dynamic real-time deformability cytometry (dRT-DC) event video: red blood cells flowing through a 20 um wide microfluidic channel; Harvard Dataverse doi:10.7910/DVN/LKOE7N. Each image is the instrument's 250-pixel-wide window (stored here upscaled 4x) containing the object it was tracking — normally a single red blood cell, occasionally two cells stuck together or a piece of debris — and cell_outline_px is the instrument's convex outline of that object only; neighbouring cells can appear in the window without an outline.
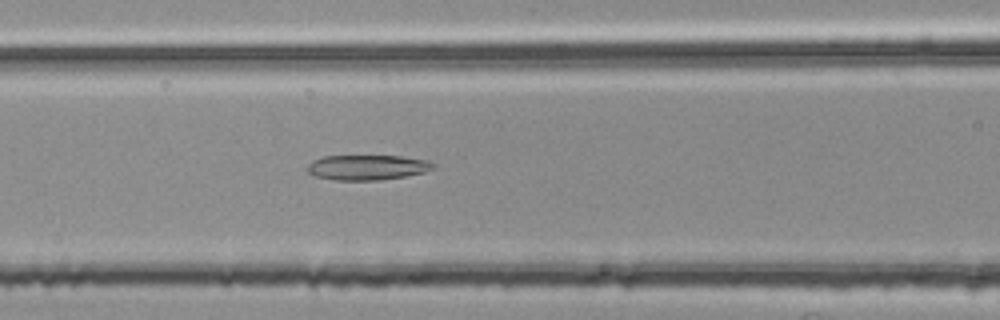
{"species": "common noctule bat (a hibernating species)", "species_latin": "Nyctalus noctula", "temperature_condition": "room temperature", "stored_images_in_passage": 42, "camera_frame_rate_fps": 3000, "um_per_image_px": 0.085, "animal": {"sex": "female", "body_mass_g": 25.1}, "frame": {"image": 1, "passage_image": 11, "time_ms": 3.333, "image_size_px": [1000, 320], "cell_outline_px": [[436, 164], [432, 168], [424, 172], [404, 176], [380, 180], [336, 180], [316, 176], [308, 172], [308, 164], [312, 160], [324, 156], [400, 156], [428, 160]], "centroid_in_image_um": [31.21, 14.22], "position_along_channel_um": 135.4, "area_um2": 18.26}}
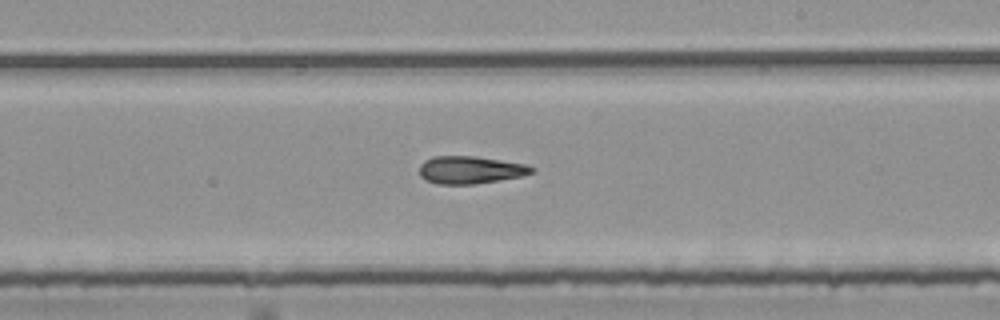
{"frame": {"image": 2, "passage_image": 20, "time_ms": 6.333, "image_size_px": [1000, 320], "cell_outline_px": [[536, 172], [520, 176], [500, 180], [476, 184], [436, 184], [424, 180], [420, 176], [420, 164], [424, 160], [432, 156], [476, 156], [524, 164], [536, 168]], "centroid_in_image_um": [39.95, 14.44], "position_along_channel_um": 249.0, "area_um2": 18.21}}
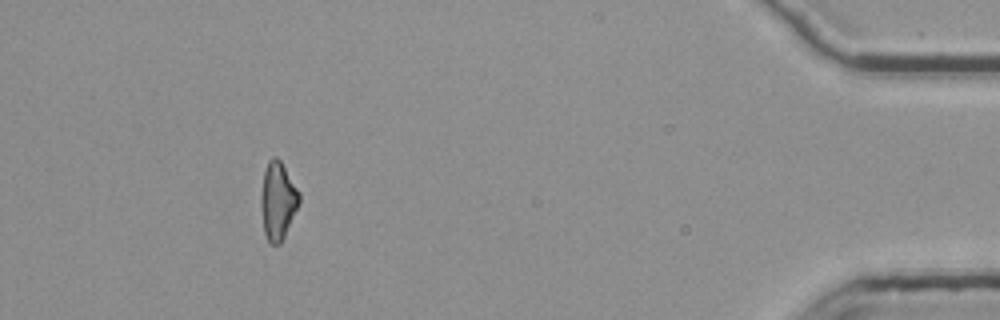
{"frame": {"image": 3, "passage_image": 38, "time_ms": 12.333, "image_size_px": [1000, 320], "cell_outline_px": [[300, 200], [284, 236], [280, 244], [272, 244], [268, 240], [264, 232], [260, 204], [260, 196], [264, 172], [268, 160], [272, 156], [276, 156], [280, 160], [300, 192]], "centroid_in_image_um": [23.6, 17.03], "position_along_channel_um": 411.6, "area_um2": 17.17}, "authors_computed_cell_mechanics": {"area_um2": 18.0047, "velocity_mm_per_s": 3.7853, "shape_relaxation_time_tau1_ms": null, "shape_relaxation_time_tau2_ms": 5.2418, "deformation_change_tau1": null, "deformation_change_tau2": 0.1739}}